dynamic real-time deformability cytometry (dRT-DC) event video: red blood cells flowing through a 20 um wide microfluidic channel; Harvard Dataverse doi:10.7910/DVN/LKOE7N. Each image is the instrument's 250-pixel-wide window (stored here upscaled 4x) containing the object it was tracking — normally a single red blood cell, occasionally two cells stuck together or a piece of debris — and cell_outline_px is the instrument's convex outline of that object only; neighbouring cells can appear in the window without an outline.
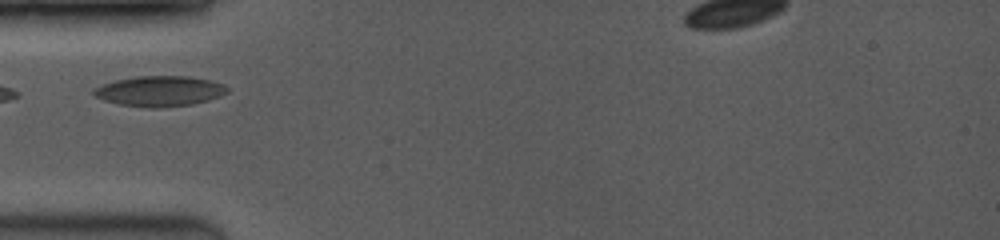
{"species": "common noctule bat (a hibernating species)", "species_latin": "Nyctalus noctula", "temperature_condition": "room temperature", "stored_images_in_passage": 14, "camera_frame_rate_fps": 3500, "um_per_image_px": 0.085, "animal": {"sex": "female", "body_mass_g": 19.0, "forearm_length_mm": 53.3}, "frame": {"image": 1, "passage_image": 1, "time_ms": 0.0, "image_size_px": [1000, 240], "cell_outline_px": [[228, 92], [220, 96], [208, 100], [192, 104], [164, 108], [148, 108], [120, 104], [104, 100], [96, 96], [92, 92], [92, 88], [100, 84], [116, 80], [136, 76], [188, 76], [208, 80], [224, 84], [228, 88]], "centroid_in_image_um": [13.55, 7.75], "position_along_channel_um": 71.5, "area_um2": 23.76}}